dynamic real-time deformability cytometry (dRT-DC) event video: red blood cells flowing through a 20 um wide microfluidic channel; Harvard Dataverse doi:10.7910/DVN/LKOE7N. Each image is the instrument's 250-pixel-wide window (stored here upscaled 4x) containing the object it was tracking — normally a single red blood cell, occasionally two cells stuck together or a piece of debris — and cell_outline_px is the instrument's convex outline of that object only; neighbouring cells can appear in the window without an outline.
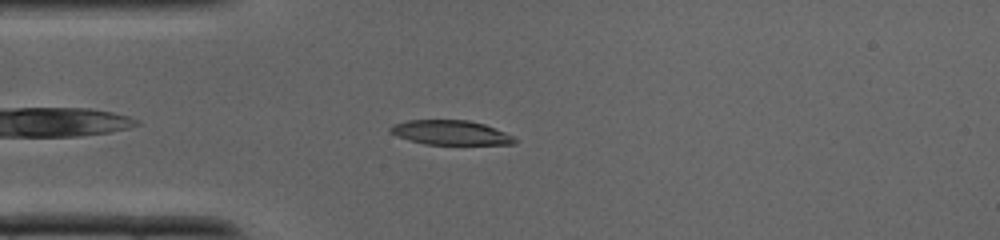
{"species": "common noctule bat (a hibernating species)", "species_latin": "Nyctalus noctula", "temperature_condition": "cold", "stored_images_in_passage": 30, "camera_frame_rate_fps": 3000, "um_per_image_px": 0.085, "animal": {"sex": "male", "body_mass_g": 19.0, "forearm_length_mm": 50.8}, "frame": {"image": 1, "passage_image": 3, "time_ms": 0.667, "image_size_px": [1000, 240], "cell_outline_px": [[520, 140], [516, 144], [424, 144], [408, 140], [388, 132], [388, 128], [392, 124], [408, 120], [468, 120], [484, 124], [504, 132]], "centroid_in_image_um": [38.28, 11.27], "position_along_channel_um": 46.7, "area_um2": 17.8}}
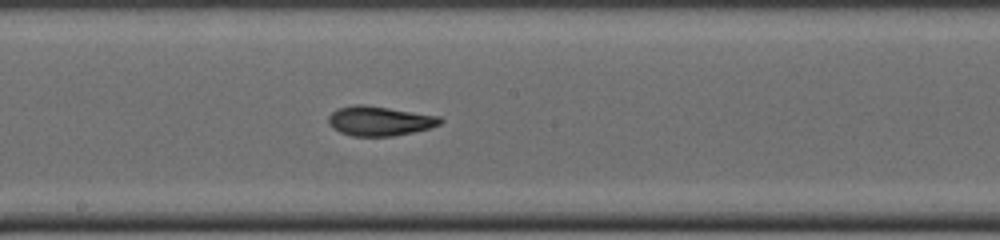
{"frame": {"image": 2, "passage_image": 13, "time_ms": 4.0, "image_size_px": [1000, 240], "cell_outline_px": [[444, 120], [440, 124], [428, 128], [412, 132], [392, 136], [352, 136], [340, 132], [332, 128], [328, 120], [328, 116], [332, 112], [340, 108], [356, 104], [360, 104], [388, 108], [440, 116]], "centroid_in_image_um": [32.26, 10.28], "position_along_channel_um": 215.9, "area_um2": 19.02}}
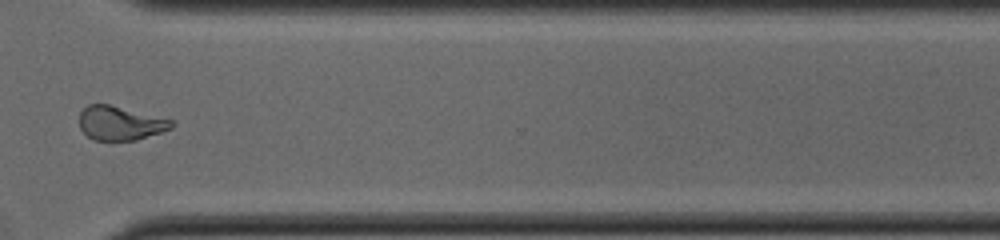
{"frame": {"image": 3, "passage_image": 21, "time_ms": 6.667, "image_size_px": [1000, 240], "cell_outline_px": [[176, 124], [172, 128], [136, 140], [92, 140], [80, 128], [80, 112], [88, 104], [108, 104], [172, 120]], "centroid_in_image_um": [10.21, 10.47], "position_along_channel_um": 360.4, "area_um2": 18.03}}